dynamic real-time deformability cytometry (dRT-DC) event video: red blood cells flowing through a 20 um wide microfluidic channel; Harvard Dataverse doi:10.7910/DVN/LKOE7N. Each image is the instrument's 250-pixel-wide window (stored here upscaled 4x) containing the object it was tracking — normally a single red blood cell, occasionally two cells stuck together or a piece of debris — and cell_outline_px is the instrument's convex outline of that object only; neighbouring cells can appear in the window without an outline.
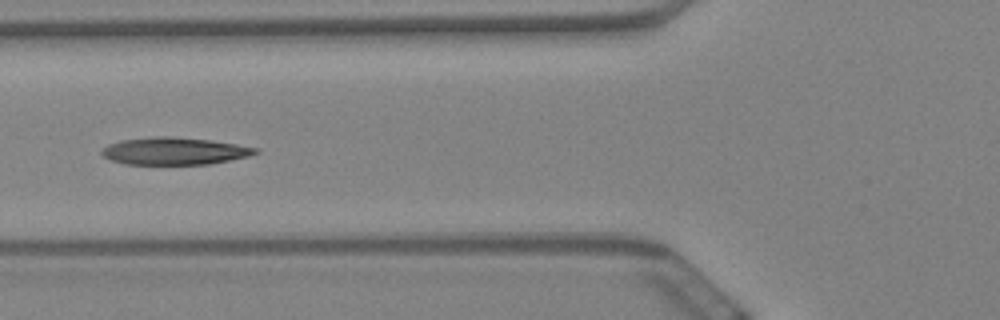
{"species": "Egyptian fruit bat (a non-hibernating species)", "species_latin": "Rousettus aegyptiacus", "temperature_condition": "warm", "stored_images_in_passage": 38, "camera_frame_rate_fps": 3000, "um_per_image_px": 0.085, "animal": {"sex": "female"}, "frame": {"image": 1, "passage_image": 6, "time_ms": 1.667, "image_size_px": [1000, 320], "cell_outline_px": [[260, 152], [248, 156], [208, 164], [124, 164], [112, 160], [104, 156], [100, 152], [108, 144], [124, 140], [156, 136], [168, 136], [208, 140], [236, 144], [256, 148]], "centroid_in_image_um": [14.81, 12.84], "position_along_channel_um": 111.0, "area_um2": 24.04}}
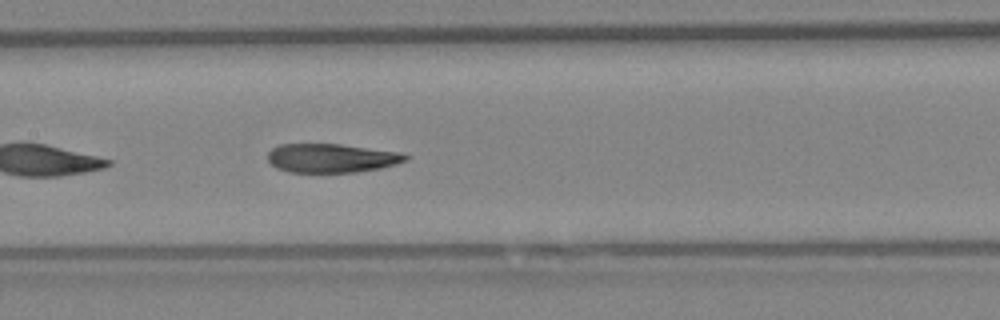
{"frame": {"image": 2, "passage_image": 12, "time_ms": 3.667, "image_size_px": [1000, 320], "cell_outline_px": [[408, 160], [396, 164], [380, 168], [356, 172], [288, 172], [276, 168], [268, 160], [268, 152], [272, 148], [280, 144], [340, 144], [400, 152], [408, 156]], "centroid_in_image_um": [28.17, 13.44], "position_along_channel_um": 179.2, "area_um2": 23.18}, "authors_computed_cell_mechanics": {"area_um2": 24.4494, "velocity_mm_per_s": 3.4323, "shape_relaxation_time_tau1_ms": null, "shape_relaxation_time_tau2_ms": 3.303, "deformation_change_tau1": null, "deformation_change_tau2": 0.1107}}